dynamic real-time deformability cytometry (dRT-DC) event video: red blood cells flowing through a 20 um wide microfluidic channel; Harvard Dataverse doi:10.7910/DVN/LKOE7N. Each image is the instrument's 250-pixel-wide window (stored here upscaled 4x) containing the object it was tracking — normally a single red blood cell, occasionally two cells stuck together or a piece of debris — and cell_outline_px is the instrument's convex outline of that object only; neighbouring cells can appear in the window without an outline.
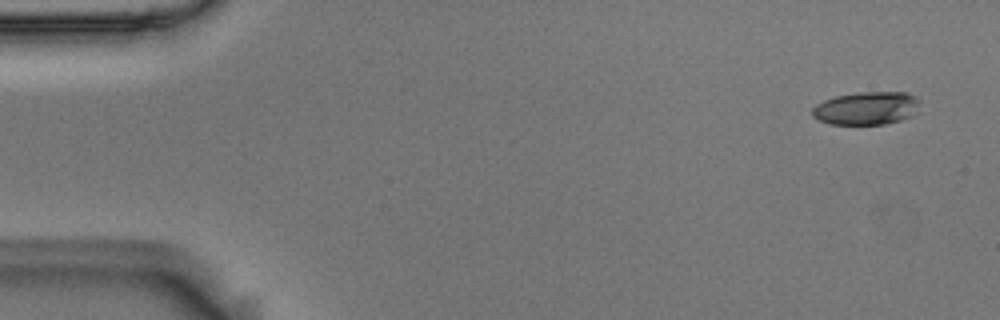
{"species": "Egyptian fruit bat (a non-hibernating species)", "species_latin": "Rousettus aegyptiacus", "temperature_condition": "room temperature", "stored_images_in_passage": 6, "camera_frame_rate_fps": 3000, "um_per_image_px": 0.085, "animal": {"sex": "male"}, "frame": {"image": 1, "passage_image": 1, "time_ms": 0.0, "image_size_px": [1000, 320], "cell_outline_px": [[920, 100], [916, 112], [912, 116], [900, 120], [884, 124], [828, 124], [812, 116], [812, 108], [816, 104], [824, 100], [836, 96], [860, 92], [908, 92], [916, 96]], "centroid_in_image_um": [73.67, 9.19], "position_along_channel_um": 11.3, "area_um2": 20.81}}
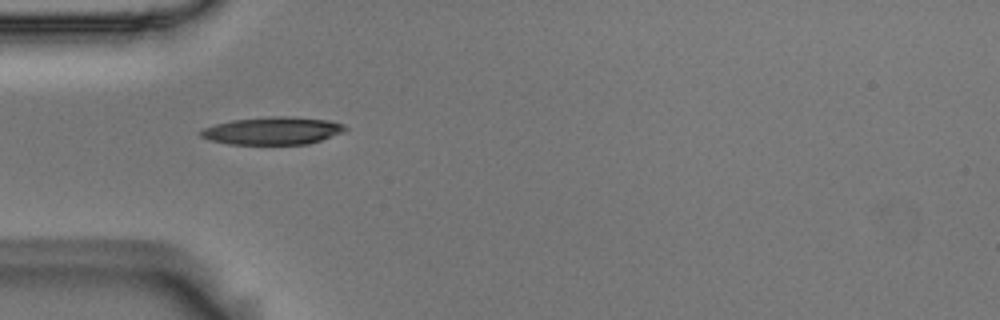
{"frame": {"image": 2, "passage_image": 5, "time_ms": 1.333, "image_size_px": [1000, 320], "cell_outline_px": [[348, 128], [344, 132], [308, 144], [228, 144], [208, 140], [200, 136], [196, 132], [204, 128], [216, 124], [232, 120], [272, 116], [288, 116], [328, 120], [344, 124]], "centroid_in_image_um": [23.15, 11.11], "position_along_channel_um": 61.8, "area_um2": 23.35}}
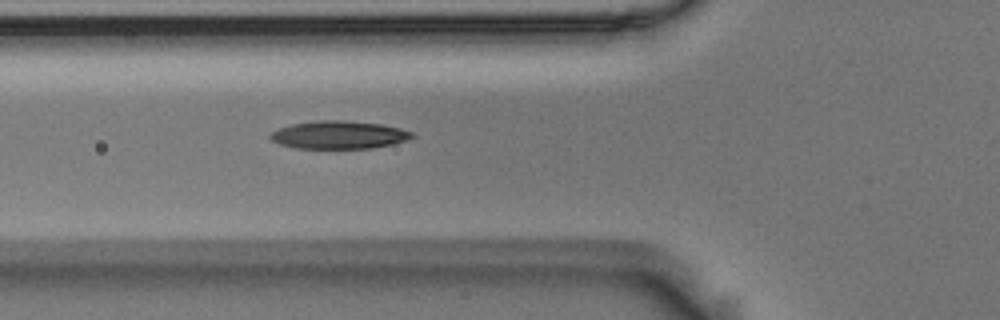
{"frame": {"image": 3, "passage_image": 6, "time_ms": 1.667, "image_size_px": [1000, 320], "cell_outline_px": [[412, 136], [404, 140], [392, 144], [372, 148], [296, 148], [280, 144], [272, 140], [268, 136], [272, 132], [280, 128], [292, 124], [316, 120], [340, 120], [380, 124], [400, 128], [412, 132]], "centroid_in_image_um": [28.76, 11.46], "position_along_channel_um": 97.0, "area_um2": 22.72}}